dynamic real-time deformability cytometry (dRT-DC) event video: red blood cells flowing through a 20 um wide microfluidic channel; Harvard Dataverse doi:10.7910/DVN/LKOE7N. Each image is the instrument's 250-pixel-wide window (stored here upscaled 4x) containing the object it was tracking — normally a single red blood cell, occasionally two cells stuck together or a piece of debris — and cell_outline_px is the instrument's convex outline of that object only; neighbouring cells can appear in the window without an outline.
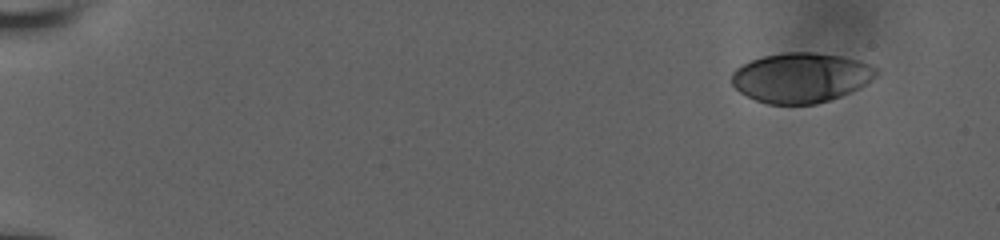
{"species": "human", "species_latin": "Homo sapiens", "temperature_condition": "room temperature", "stored_images_in_passage": 14, "camera_frame_rate_fps": 3000, "um_per_image_px": 0.085, "donor": {"sex": "male"}, "frame": {"image": 1, "passage_image": 1, "time_ms": 0.0, "image_size_px": [1000, 240], "cell_outline_px": [[880, 72], [872, 80], [860, 88], [840, 96], [816, 104], [768, 104], [756, 100], [740, 92], [732, 84], [732, 72], [736, 68], [752, 60], [764, 56], [784, 52], [812, 52], [840, 56], [860, 60], [876, 68]], "centroid_in_image_um": [68.1, 6.6], "position_along_channel_um": 16.9, "area_um2": 41.91}}
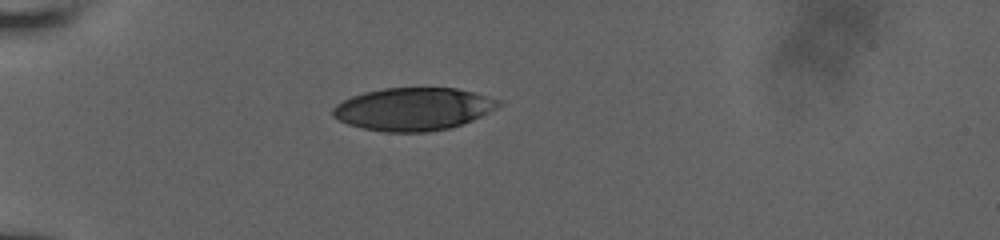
{"frame": {"image": 2, "passage_image": 10, "time_ms": 4.333, "image_size_px": [1000, 240], "cell_outline_px": [[504, 104], [472, 120], [448, 128], [424, 132], [384, 132], [364, 128], [348, 124], [332, 116], [332, 108], [336, 104], [352, 96], [364, 92], [384, 88], [456, 88], [472, 92], [500, 100]], "centroid_in_image_um": [35.11, 9.26], "position_along_channel_um": 49.9, "area_um2": 40.98}}
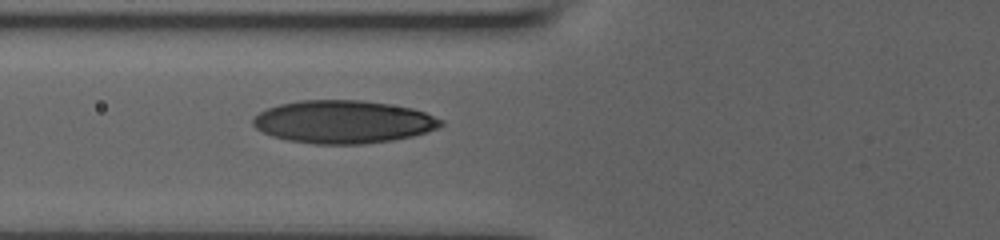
{"frame": {"image": 3, "passage_image": 14, "time_ms": 6.333, "image_size_px": [1000, 240], "cell_outline_px": [[444, 124], [440, 128], [412, 136], [392, 140], [364, 144], [312, 144], [288, 140], [272, 136], [256, 128], [252, 124], [252, 120], [260, 112], [268, 108], [280, 104], [300, 100], [364, 100], [412, 108], [424, 112], [444, 120]], "centroid_in_image_um": [29.2, 10.36], "position_along_channel_um": 96.6, "area_um2": 46.99}}